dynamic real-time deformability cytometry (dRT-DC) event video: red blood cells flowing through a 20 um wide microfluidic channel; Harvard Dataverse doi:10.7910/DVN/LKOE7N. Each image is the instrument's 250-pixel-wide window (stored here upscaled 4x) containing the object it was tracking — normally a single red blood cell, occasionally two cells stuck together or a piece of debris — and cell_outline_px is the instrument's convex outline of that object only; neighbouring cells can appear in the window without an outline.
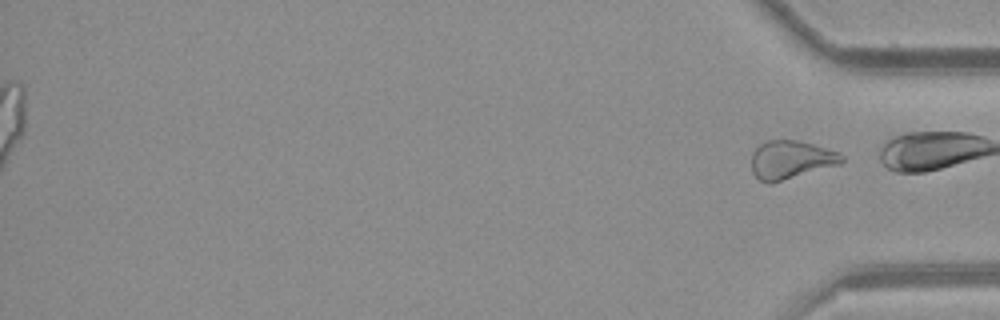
{"species": "common noctule bat (a hibernating species)", "species_latin": "Nyctalus noctula", "temperature_condition": "room temperature", "stored_images_in_passage": 53, "segment_of_instrument_passage": [2, 2], "camera_frame_rate_fps": 3000, "um_per_image_px": 0.085, "animal": {"sex": "female", "body_mass_g": 21.9}, "frame": {"image": 1, "passage_image": 53, "time_ms": 17.333, "image_size_px": [1000, 320], "cell_outline_px": [[844, 160], [840, 164], [772, 184], [768, 184], [760, 180], [752, 172], [752, 152], [760, 144], [768, 140], [796, 140], [812, 144], [836, 152], [844, 156]], "centroid_in_image_um": [67.19, 13.6], "position_along_channel_um": 368.0, "area_um2": 20.11}}